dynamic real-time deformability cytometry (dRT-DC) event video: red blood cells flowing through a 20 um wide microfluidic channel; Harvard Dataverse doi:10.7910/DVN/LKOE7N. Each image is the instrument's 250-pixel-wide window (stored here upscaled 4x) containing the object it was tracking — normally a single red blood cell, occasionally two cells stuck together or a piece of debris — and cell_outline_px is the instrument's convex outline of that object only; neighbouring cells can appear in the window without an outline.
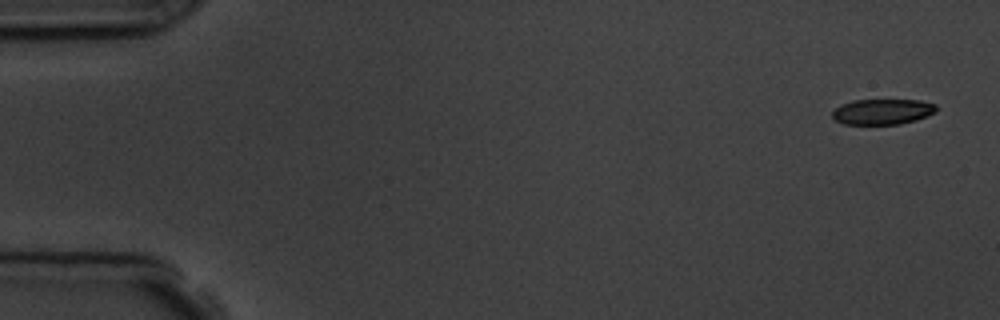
{"species": "common noctule bat (a hibernating species)", "species_latin": "Nyctalus noctula", "temperature_condition": "room temperature", "stored_images_in_passage": 4, "camera_frame_rate_fps": 3000, "um_per_image_px": 0.085, "animal": {"sex": "male", "body_mass_g": 19.5, "forearm_length_mm": 54.6}, "frame": {"image": 1, "passage_image": 1, "time_ms": 0.0, "image_size_px": [1000, 320], "cell_outline_px": [[936, 112], [928, 116], [916, 120], [900, 124], [844, 124], [836, 120], [832, 116], [832, 112], [840, 104], [852, 100], [920, 100], [936, 104]], "centroid_in_image_um": [75.02, 9.49], "position_along_channel_um": 10.0, "area_um2": 15.55}}
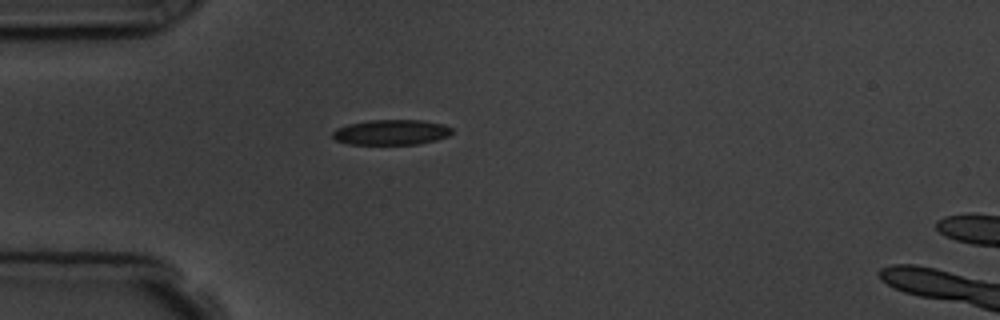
{"frame": {"image": 2, "passage_image": 4, "time_ms": 4.333, "image_size_px": [1000, 320], "cell_outline_px": [[452, 132], [448, 136], [436, 140], [420, 144], [348, 144], [336, 140], [332, 136], [332, 132], [336, 128], [348, 124], [368, 120], [420, 120], [444, 124], [452, 128]], "centroid_in_image_um": [33.25, 11.24], "position_along_channel_um": 51.7, "area_um2": 17.63}}